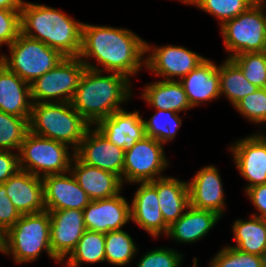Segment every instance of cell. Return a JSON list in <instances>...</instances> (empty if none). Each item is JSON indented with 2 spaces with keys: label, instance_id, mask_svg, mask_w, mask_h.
<instances>
[{
  "label": "cell",
  "instance_id": "24",
  "mask_svg": "<svg viewBox=\"0 0 266 267\" xmlns=\"http://www.w3.org/2000/svg\"><path fill=\"white\" fill-rule=\"evenodd\" d=\"M149 183L157 191L164 221L170 226L190 206L188 183L168 176L158 178Z\"/></svg>",
  "mask_w": 266,
  "mask_h": 267
},
{
  "label": "cell",
  "instance_id": "45",
  "mask_svg": "<svg viewBox=\"0 0 266 267\" xmlns=\"http://www.w3.org/2000/svg\"><path fill=\"white\" fill-rule=\"evenodd\" d=\"M263 52L266 54V35H265V43H264Z\"/></svg>",
  "mask_w": 266,
  "mask_h": 267
},
{
  "label": "cell",
  "instance_id": "36",
  "mask_svg": "<svg viewBox=\"0 0 266 267\" xmlns=\"http://www.w3.org/2000/svg\"><path fill=\"white\" fill-rule=\"evenodd\" d=\"M234 108L249 121L266 125V91L263 88L242 98Z\"/></svg>",
  "mask_w": 266,
  "mask_h": 267
},
{
  "label": "cell",
  "instance_id": "44",
  "mask_svg": "<svg viewBox=\"0 0 266 267\" xmlns=\"http://www.w3.org/2000/svg\"><path fill=\"white\" fill-rule=\"evenodd\" d=\"M197 262H198V259L195 257L194 260H193V265H194L193 267H197Z\"/></svg>",
  "mask_w": 266,
  "mask_h": 267
},
{
  "label": "cell",
  "instance_id": "37",
  "mask_svg": "<svg viewBox=\"0 0 266 267\" xmlns=\"http://www.w3.org/2000/svg\"><path fill=\"white\" fill-rule=\"evenodd\" d=\"M183 255L171 248H157L143 255L137 267H180Z\"/></svg>",
  "mask_w": 266,
  "mask_h": 267
},
{
  "label": "cell",
  "instance_id": "5",
  "mask_svg": "<svg viewBox=\"0 0 266 267\" xmlns=\"http://www.w3.org/2000/svg\"><path fill=\"white\" fill-rule=\"evenodd\" d=\"M90 125L71 102L33 103L29 131L33 134L78 148Z\"/></svg>",
  "mask_w": 266,
  "mask_h": 267
},
{
  "label": "cell",
  "instance_id": "39",
  "mask_svg": "<svg viewBox=\"0 0 266 267\" xmlns=\"http://www.w3.org/2000/svg\"><path fill=\"white\" fill-rule=\"evenodd\" d=\"M21 217L11 200L7 197V190L0 184V236L14 226Z\"/></svg>",
  "mask_w": 266,
  "mask_h": 267
},
{
  "label": "cell",
  "instance_id": "3",
  "mask_svg": "<svg viewBox=\"0 0 266 267\" xmlns=\"http://www.w3.org/2000/svg\"><path fill=\"white\" fill-rule=\"evenodd\" d=\"M82 22L55 8L24 2L20 9L21 33L45 43L64 57H78Z\"/></svg>",
  "mask_w": 266,
  "mask_h": 267
},
{
  "label": "cell",
  "instance_id": "2",
  "mask_svg": "<svg viewBox=\"0 0 266 267\" xmlns=\"http://www.w3.org/2000/svg\"><path fill=\"white\" fill-rule=\"evenodd\" d=\"M130 79L120 73L103 75L102 71L86 68L71 104L83 119L93 127L120 109L121 103L131 98Z\"/></svg>",
  "mask_w": 266,
  "mask_h": 267
},
{
  "label": "cell",
  "instance_id": "32",
  "mask_svg": "<svg viewBox=\"0 0 266 267\" xmlns=\"http://www.w3.org/2000/svg\"><path fill=\"white\" fill-rule=\"evenodd\" d=\"M30 118L17 117L0 111V150H20L29 131Z\"/></svg>",
  "mask_w": 266,
  "mask_h": 267
},
{
  "label": "cell",
  "instance_id": "10",
  "mask_svg": "<svg viewBox=\"0 0 266 267\" xmlns=\"http://www.w3.org/2000/svg\"><path fill=\"white\" fill-rule=\"evenodd\" d=\"M168 162L163 144L145 136L131 149L125 151L123 184L125 182L138 184L162 178L164 176L160 174L166 169Z\"/></svg>",
  "mask_w": 266,
  "mask_h": 267
},
{
  "label": "cell",
  "instance_id": "12",
  "mask_svg": "<svg viewBox=\"0 0 266 267\" xmlns=\"http://www.w3.org/2000/svg\"><path fill=\"white\" fill-rule=\"evenodd\" d=\"M75 156L86 165L116 174L123 183L125 151L109 142L95 126L87 129Z\"/></svg>",
  "mask_w": 266,
  "mask_h": 267
},
{
  "label": "cell",
  "instance_id": "27",
  "mask_svg": "<svg viewBox=\"0 0 266 267\" xmlns=\"http://www.w3.org/2000/svg\"><path fill=\"white\" fill-rule=\"evenodd\" d=\"M236 249L265 257L266 254V220L253 216L249 220L239 219L232 226Z\"/></svg>",
  "mask_w": 266,
  "mask_h": 267
},
{
  "label": "cell",
  "instance_id": "7",
  "mask_svg": "<svg viewBox=\"0 0 266 267\" xmlns=\"http://www.w3.org/2000/svg\"><path fill=\"white\" fill-rule=\"evenodd\" d=\"M10 57L0 55V62L28 84L53 69L64 56L37 39L20 32L8 46Z\"/></svg>",
  "mask_w": 266,
  "mask_h": 267
},
{
  "label": "cell",
  "instance_id": "4",
  "mask_svg": "<svg viewBox=\"0 0 266 267\" xmlns=\"http://www.w3.org/2000/svg\"><path fill=\"white\" fill-rule=\"evenodd\" d=\"M44 250L48 257L60 262L50 247V214L46 210L22 214L15 225L0 236V252L12 255L18 264L36 260Z\"/></svg>",
  "mask_w": 266,
  "mask_h": 267
},
{
  "label": "cell",
  "instance_id": "8",
  "mask_svg": "<svg viewBox=\"0 0 266 267\" xmlns=\"http://www.w3.org/2000/svg\"><path fill=\"white\" fill-rule=\"evenodd\" d=\"M265 1L258 0L248 10L220 26L224 46L235 55L252 52H263L266 35Z\"/></svg>",
  "mask_w": 266,
  "mask_h": 267
},
{
  "label": "cell",
  "instance_id": "23",
  "mask_svg": "<svg viewBox=\"0 0 266 267\" xmlns=\"http://www.w3.org/2000/svg\"><path fill=\"white\" fill-rule=\"evenodd\" d=\"M32 104L30 84L0 62V111L30 118Z\"/></svg>",
  "mask_w": 266,
  "mask_h": 267
},
{
  "label": "cell",
  "instance_id": "43",
  "mask_svg": "<svg viewBox=\"0 0 266 267\" xmlns=\"http://www.w3.org/2000/svg\"><path fill=\"white\" fill-rule=\"evenodd\" d=\"M178 1H181V2H183V3H185V4H191L194 0H178Z\"/></svg>",
  "mask_w": 266,
  "mask_h": 267
},
{
  "label": "cell",
  "instance_id": "34",
  "mask_svg": "<svg viewBox=\"0 0 266 267\" xmlns=\"http://www.w3.org/2000/svg\"><path fill=\"white\" fill-rule=\"evenodd\" d=\"M231 60L242 70L244 77L258 88L266 81V54L252 52L235 55Z\"/></svg>",
  "mask_w": 266,
  "mask_h": 267
},
{
  "label": "cell",
  "instance_id": "6",
  "mask_svg": "<svg viewBox=\"0 0 266 267\" xmlns=\"http://www.w3.org/2000/svg\"><path fill=\"white\" fill-rule=\"evenodd\" d=\"M65 143L28 131L19 150L20 170L38 177L69 173L75 152ZM72 157V158H71Z\"/></svg>",
  "mask_w": 266,
  "mask_h": 267
},
{
  "label": "cell",
  "instance_id": "41",
  "mask_svg": "<svg viewBox=\"0 0 266 267\" xmlns=\"http://www.w3.org/2000/svg\"><path fill=\"white\" fill-rule=\"evenodd\" d=\"M245 191L250 201H252L256 210L259 212L258 214H253V216L266 220V184L256 185Z\"/></svg>",
  "mask_w": 266,
  "mask_h": 267
},
{
  "label": "cell",
  "instance_id": "11",
  "mask_svg": "<svg viewBox=\"0 0 266 267\" xmlns=\"http://www.w3.org/2000/svg\"><path fill=\"white\" fill-rule=\"evenodd\" d=\"M145 53L147 57L144 67L155 75L165 78L163 80L166 81H175L173 79L175 77H179L180 81L206 59L183 46L167 45L153 48L147 42H145Z\"/></svg>",
  "mask_w": 266,
  "mask_h": 267
},
{
  "label": "cell",
  "instance_id": "9",
  "mask_svg": "<svg viewBox=\"0 0 266 267\" xmlns=\"http://www.w3.org/2000/svg\"><path fill=\"white\" fill-rule=\"evenodd\" d=\"M85 69L79 57H64L30 84L32 103L71 102Z\"/></svg>",
  "mask_w": 266,
  "mask_h": 267
},
{
  "label": "cell",
  "instance_id": "31",
  "mask_svg": "<svg viewBox=\"0 0 266 267\" xmlns=\"http://www.w3.org/2000/svg\"><path fill=\"white\" fill-rule=\"evenodd\" d=\"M149 120H144L146 136L152 137L158 142L165 144L175 138L177 130L182 125V120L170 110H159Z\"/></svg>",
  "mask_w": 266,
  "mask_h": 267
},
{
  "label": "cell",
  "instance_id": "30",
  "mask_svg": "<svg viewBox=\"0 0 266 267\" xmlns=\"http://www.w3.org/2000/svg\"><path fill=\"white\" fill-rule=\"evenodd\" d=\"M137 251L131 236L122 229L105 234V262L124 266L131 262Z\"/></svg>",
  "mask_w": 266,
  "mask_h": 267
},
{
  "label": "cell",
  "instance_id": "29",
  "mask_svg": "<svg viewBox=\"0 0 266 267\" xmlns=\"http://www.w3.org/2000/svg\"><path fill=\"white\" fill-rule=\"evenodd\" d=\"M65 265L79 267L82 263H98L105 261V234L86 230L76 247L66 257Z\"/></svg>",
  "mask_w": 266,
  "mask_h": 267
},
{
  "label": "cell",
  "instance_id": "19",
  "mask_svg": "<svg viewBox=\"0 0 266 267\" xmlns=\"http://www.w3.org/2000/svg\"><path fill=\"white\" fill-rule=\"evenodd\" d=\"M3 185L7 190V197L21 215L45 211L44 185L41 177L19 170Z\"/></svg>",
  "mask_w": 266,
  "mask_h": 267
},
{
  "label": "cell",
  "instance_id": "46",
  "mask_svg": "<svg viewBox=\"0 0 266 267\" xmlns=\"http://www.w3.org/2000/svg\"><path fill=\"white\" fill-rule=\"evenodd\" d=\"M263 89L266 91V81H265V84L263 86Z\"/></svg>",
  "mask_w": 266,
  "mask_h": 267
},
{
  "label": "cell",
  "instance_id": "16",
  "mask_svg": "<svg viewBox=\"0 0 266 267\" xmlns=\"http://www.w3.org/2000/svg\"><path fill=\"white\" fill-rule=\"evenodd\" d=\"M42 180L46 211L84 210L91 202L71 171H69V175L67 173L48 175L43 177Z\"/></svg>",
  "mask_w": 266,
  "mask_h": 267
},
{
  "label": "cell",
  "instance_id": "1",
  "mask_svg": "<svg viewBox=\"0 0 266 267\" xmlns=\"http://www.w3.org/2000/svg\"><path fill=\"white\" fill-rule=\"evenodd\" d=\"M145 42L129 29L83 23L78 57L88 69L120 73L129 78L145 65L142 60ZM90 57L102 67L91 64Z\"/></svg>",
  "mask_w": 266,
  "mask_h": 267
},
{
  "label": "cell",
  "instance_id": "42",
  "mask_svg": "<svg viewBox=\"0 0 266 267\" xmlns=\"http://www.w3.org/2000/svg\"><path fill=\"white\" fill-rule=\"evenodd\" d=\"M23 0H0V9L20 10Z\"/></svg>",
  "mask_w": 266,
  "mask_h": 267
},
{
  "label": "cell",
  "instance_id": "38",
  "mask_svg": "<svg viewBox=\"0 0 266 267\" xmlns=\"http://www.w3.org/2000/svg\"><path fill=\"white\" fill-rule=\"evenodd\" d=\"M20 10L0 9V48L9 46L20 34Z\"/></svg>",
  "mask_w": 266,
  "mask_h": 267
},
{
  "label": "cell",
  "instance_id": "18",
  "mask_svg": "<svg viewBox=\"0 0 266 267\" xmlns=\"http://www.w3.org/2000/svg\"><path fill=\"white\" fill-rule=\"evenodd\" d=\"M95 127L109 142L124 151L131 149L146 136L144 122L138 110L128 112L120 109L101 120Z\"/></svg>",
  "mask_w": 266,
  "mask_h": 267
},
{
  "label": "cell",
  "instance_id": "26",
  "mask_svg": "<svg viewBox=\"0 0 266 267\" xmlns=\"http://www.w3.org/2000/svg\"><path fill=\"white\" fill-rule=\"evenodd\" d=\"M143 91L141 97L155 109L179 113L192 108L182 84L177 79L149 83Z\"/></svg>",
  "mask_w": 266,
  "mask_h": 267
},
{
  "label": "cell",
  "instance_id": "13",
  "mask_svg": "<svg viewBox=\"0 0 266 267\" xmlns=\"http://www.w3.org/2000/svg\"><path fill=\"white\" fill-rule=\"evenodd\" d=\"M234 161L241 176L249 181L246 190L266 184V134H252L231 146Z\"/></svg>",
  "mask_w": 266,
  "mask_h": 267
},
{
  "label": "cell",
  "instance_id": "20",
  "mask_svg": "<svg viewBox=\"0 0 266 267\" xmlns=\"http://www.w3.org/2000/svg\"><path fill=\"white\" fill-rule=\"evenodd\" d=\"M130 204L131 220L151 236L167 234L169 226L165 223L160 210L156 189L149 182H139Z\"/></svg>",
  "mask_w": 266,
  "mask_h": 267
},
{
  "label": "cell",
  "instance_id": "40",
  "mask_svg": "<svg viewBox=\"0 0 266 267\" xmlns=\"http://www.w3.org/2000/svg\"><path fill=\"white\" fill-rule=\"evenodd\" d=\"M15 151L0 150V184L5 183L19 170V153Z\"/></svg>",
  "mask_w": 266,
  "mask_h": 267
},
{
  "label": "cell",
  "instance_id": "15",
  "mask_svg": "<svg viewBox=\"0 0 266 267\" xmlns=\"http://www.w3.org/2000/svg\"><path fill=\"white\" fill-rule=\"evenodd\" d=\"M83 217L86 230L103 234L121 230L131 220L130 204L120 194L92 200L83 210Z\"/></svg>",
  "mask_w": 266,
  "mask_h": 267
},
{
  "label": "cell",
  "instance_id": "25",
  "mask_svg": "<svg viewBox=\"0 0 266 267\" xmlns=\"http://www.w3.org/2000/svg\"><path fill=\"white\" fill-rule=\"evenodd\" d=\"M222 218L211 210L189 206L185 213L168 229L167 236L180 243H193L205 237L213 226Z\"/></svg>",
  "mask_w": 266,
  "mask_h": 267
},
{
  "label": "cell",
  "instance_id": "17",
  "mask_svg": "<svg viewBox=\"0 0 266 267\" xmlns=\"http://www.w3.org/2000/svg\"><path fill=\"white\" fill-rule=\"evenodd\" d=\"M187 183L190 206L223 215L225 210L223 185L215 166L209 165L199 169L192 180Z\"/></svg>",
  "mask_w": 266,
  "mask_h": 267
},
{
  "label": "cell",
  "instance_id": "14",
  "mask_svg": "<svg viewBox=\"0 0 266 267\" xmlns=\"http://www.w3.org/2000/svg\"><path fill=\"white\" fill-rule=\"evenodd\" d=\"M50 214V247L53 255L64 263L86 231L83 210L64 209Z\"/></svg>",
  "mask_w": 266,
  "mask_h": 267
},
{
  "label": "cell",
  "instance_id": "21",
  "mask_svg": "<svg viewBox=\"0 0 266 267\" xmlns=\"http://www.w3.org/2000/svg\"><path fill=\"white\" fill-rule=\"evenodd\" d=\"M72 162L70 171L91 201L108 199L121 193L123 183L116 174L86 165L76 156Z\"/></svg>",
  "mask_w": 266,
  "mask_h": 267
},
{
  "label": "cell",
  "instance_id": "28",
  "mask_svg": "<svg viewBox=\"0 0 266 267\" xmlns=\"http://www.w3.org/2000/svg\"><path fill=\"white\" fill-rule=\"evenodd\" d=\"M219 85L220 95H225L233 106L259 89L244 77L242 70L231 59L219 65Z\"/></svg>",
  "mask_w": 266,
  "mask_h": 267
},
{
  "label": "cell",
  "instance_id": "35",
  "mask_svg": "<svg viewBox=\"0 0 266 267\" xmlns=\"http://www.w3.org/2000/svg\"><path fill=\"white\" fill-rule=\"evenodd\" d=\"M210 267H266L265 257L242 252L226 246L220 250L209 264Z\"/></svg>",
  "mask_w": 266,
  "mask_h": 267
},
{
  "label": "cell",
  "instance_id": "33",
  "mask_svg": "<svg viewBox=\"0 0 266 267\" xmlns=\"http://www.w3.org/2000/svg\"><path fill=\"white\" fill-rule=\"evenodd\" d=\"M258 0H194L195 5L208 14L215 16L222 26L226 21L248 10Z\"/></svg>",
  "mask_w": 266,
  "mask_h": 267
},
{
  "label": "cell",
  "instance_id": "22",
  "mask_svg": "<svg viewBox=\"0 0 266 267\" xmlns=\"http://www.w3.org/2000/svg\"><path fill=\"white\" fill-rule=\"evenodd\" d=\"M192 108L219 98V66L205 59L179 81Z\"/></svg>",
  "mask_w": 266,
  "mask_h": 267
}]
</instances>
